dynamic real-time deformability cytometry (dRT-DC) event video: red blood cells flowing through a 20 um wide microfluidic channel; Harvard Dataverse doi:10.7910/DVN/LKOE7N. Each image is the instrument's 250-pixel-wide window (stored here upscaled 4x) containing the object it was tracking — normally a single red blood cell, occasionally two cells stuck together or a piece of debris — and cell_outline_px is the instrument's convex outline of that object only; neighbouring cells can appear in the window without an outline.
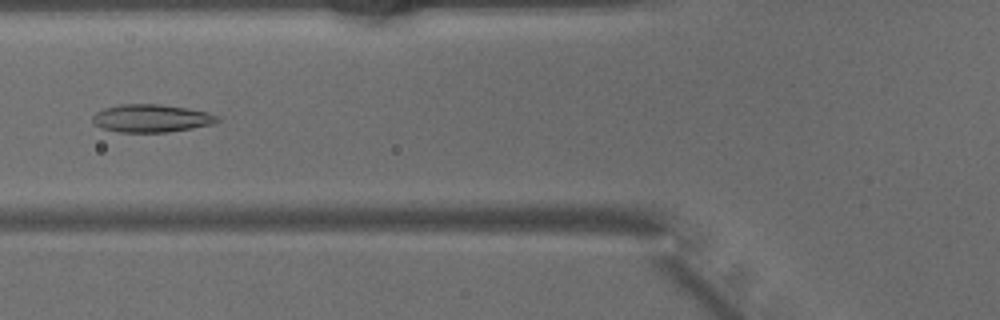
{"species": "common noctule bat (a hibernating species)", "species_latin": "Nyctalus noctula", "temperature_condition": "warm", "stored_images_in_passage": 47, "camera_frame_rate_fps": 3000, "um_per_image_px": 0.085, "animal": {"sex": "male", "body_mass_g": 15.6}, "frame": {"image": 1, "passage_image": 18, "time_ms": 5.667, "image_size_px": [1000, 320], "cell_outline_px": [[220, 120], [212, 124], [192, 128], [168, 132], [120, 132], [100, 128], [92, 120], [92, 116], [96, 112], [104, 108], [120, 104], [160, 104], [188, 108], [208, 112], [216, 116]], "centroid_in_image_um": [12.84, 10.05], "position_along_channel_um": 113.0, "area_um2": 20.23}}
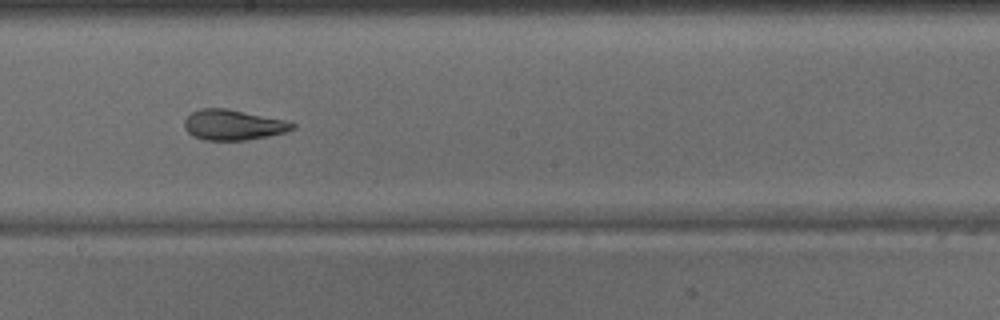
{"frame": {"image": 2, "passage_image": 26, "time_ms": 8.333, "image_size_px": [1000, 320], "cell_outline_px": [[296, 128], [284, 132], [268, 136], [244, 140], [204, 140], [192, 136], [184, 128], [184, 120], [192, 112], [200, 108], [228, 108], [288, 120], [296, 124]], "centroid_in_image_um": [19.83, 10.6], "position_along_channel_um": 228.4, "area_um2": 19.36}}
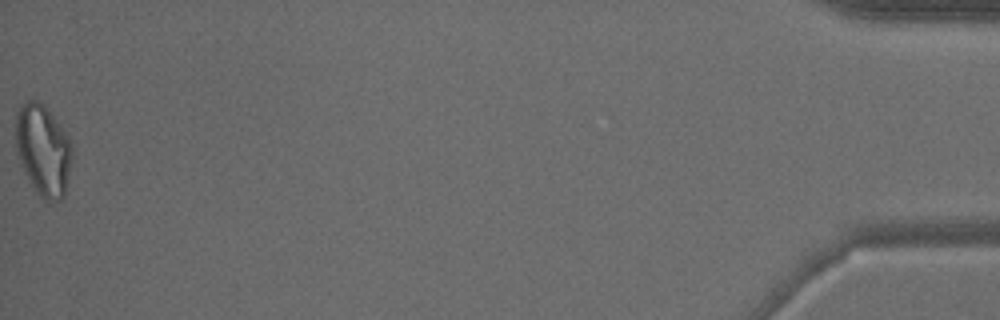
{"frame": {"image": 3, "passage_image": 47, "time_ms": 15.333, "image_size_px": [1000, 320], "cell_outline_px": [[72, 156], [64, 196], [60, 200], [48, 204], [36, 192], [24, 172], [20, 164], [16, 152], [16, 108], [20, 104], [28, 100], [36, 100], [44, 104], [60, 124], [68, 136], [72, 144]], "centroid_in_image_um": [3.65, 12.76], "position_along_channel_um": 431.5, "area_um2": 30.4}}